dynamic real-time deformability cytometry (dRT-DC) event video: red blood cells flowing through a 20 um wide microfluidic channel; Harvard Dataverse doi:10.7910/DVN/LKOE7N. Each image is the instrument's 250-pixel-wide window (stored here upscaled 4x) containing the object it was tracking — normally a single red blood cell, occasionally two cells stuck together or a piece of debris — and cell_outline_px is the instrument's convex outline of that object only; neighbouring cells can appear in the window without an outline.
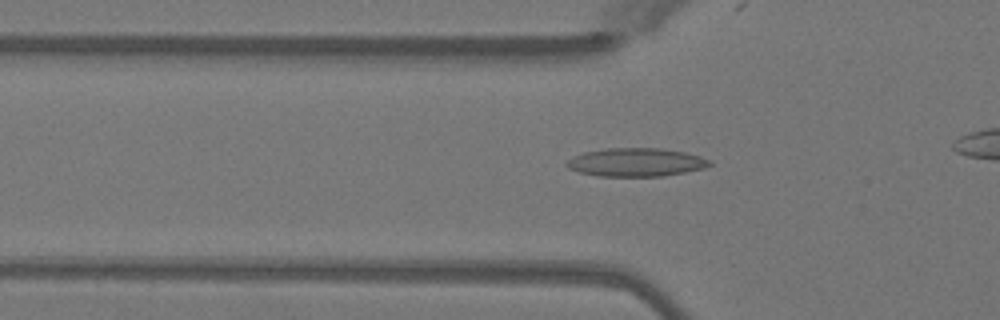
{"species": "Egyptian fruit bat (a non-hibernating species)", "species_latin": "Rousettus aegyptiacus", "temperature_condition": "warm", "stored_images_in_passage": 23, "camera_frame_rate_fps": 3000, "um_per_image_px": 0.085, "animal": {"sex": "female"}, "frame": {"image": 1, "passage_image": 11, "time_ms": 3.333, "image_size_px": [1000, 320], "cell_outline_px": [[712, 164], [704, 168], [664, 176], [596, 176], [580, 172], [568, 168], [564, 164], [572, 156], [584, 152], [608, 148], [660, 148], [684, 152], [700, 156], [708, 160]], "centroid_in_image_um": [54.02, 13.79], "position_along_channel_um": 71.8, "area_um2": 23.58}}
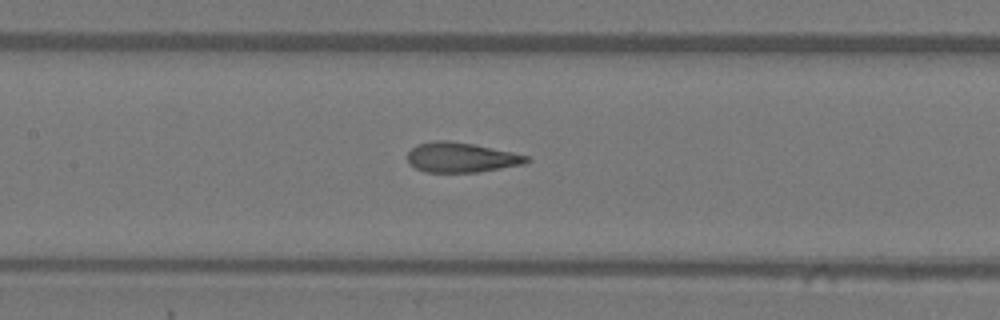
{"frame": {"image": 2, "passage_image": 18, "time_ms": 5.667, "image_size_px": [1000, 320], "cell_outline_px": [[532, 160], [524, 164], [476, 172], [424, 172], [408, 164], [408, 152], [412, 148], [420, 144], [436, 140], [444, 140], [472, 144], [512, 152], [528, 156]], "centroid_in_image_um": [39.2, 13.39], "position_along_channel_um": 168.2, "area_um2": 20.52}}
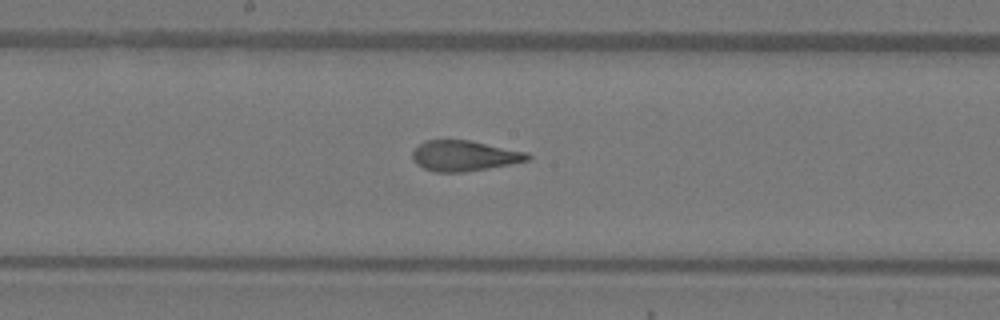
{"frame": {"image": 3, "passage_image": 21, "time_ms": 6.667, "image_size_px": [1000, 320], "cell_outline_px": [[532, 156], [528, 160], [512, 164], [464, 172], [436, 172], [424, 168], [416, 164], [412, 160], [412, 152], [424, 140], [468, 140], [528, 152]], "centroid_in_image_um": [39.46, 13.24], "position_along_channel_um": 208.7, "area_um2": 20.46}}